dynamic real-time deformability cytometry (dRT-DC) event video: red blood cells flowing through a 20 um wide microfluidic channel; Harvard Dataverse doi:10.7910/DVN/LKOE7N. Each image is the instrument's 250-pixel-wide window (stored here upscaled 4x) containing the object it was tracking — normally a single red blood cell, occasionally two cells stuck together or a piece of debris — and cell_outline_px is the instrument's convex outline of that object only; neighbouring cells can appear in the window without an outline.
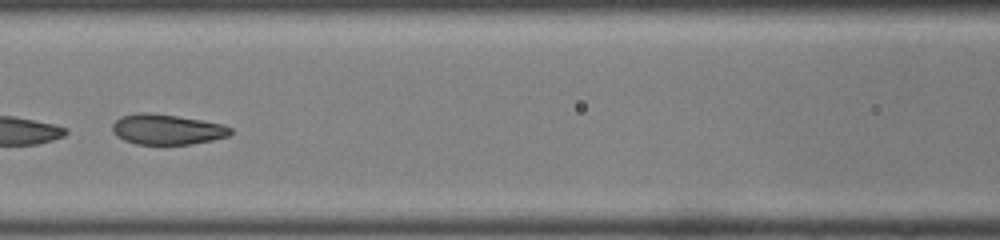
{"species": "common noctule bat (a hibernating species)", "species_latin": "Nyctalus noctula", "temperature_condition": "room temperature", "stored_images_in_passage": 46, "camera_frame_rate_fps": 3000, "um_per_image_px": 0.085, "animal": {"sex": "male", "body_mass_g": 19.0, "forearm_length_mm": 50.8}, "frame": {"image": 1, "passage_image": 20, "time_ms": 6.333, "image_size_px": [1000, 240], "cell_outline_px": [[232, 132], [228, 136], [212, 140], [188, 144], [136, 144], [124, 140], [116, 136], [112, 132], [112, 124], [120, 116], [140, 112], [144, 112], [176, 116], [224, 124], [232, 128]], "centroid_in_image_um": [14.17, 11.0], "position_along_channel_um": 152.4, "area_um2": 20.81}, "authors_computed_cell_mechanics": {"area_um2": 22.1663, "velocity_mm_per_s": 4.2235, "shape_relaxation_time_tau1_ms": 2.735, "shape_relaxation_time_tau2_ms": null, "deformation_change_tau1": 0.1486, "deformation_change_tau2": null}}